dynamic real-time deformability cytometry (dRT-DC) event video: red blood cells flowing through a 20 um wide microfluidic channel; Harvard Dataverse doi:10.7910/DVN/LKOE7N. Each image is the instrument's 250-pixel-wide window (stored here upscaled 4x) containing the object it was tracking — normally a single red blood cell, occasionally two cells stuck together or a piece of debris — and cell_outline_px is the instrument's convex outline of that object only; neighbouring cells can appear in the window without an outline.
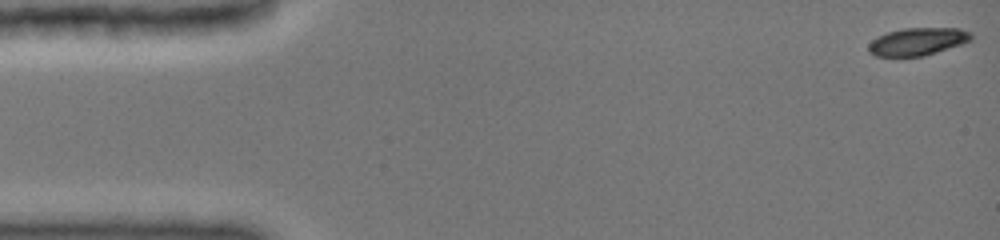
{"species": "common noctule bat (a hibernating species)", "species_latin": "Nyctalus noctula", "temperature_condition": "cold", "stored_images_in_passage": 21, "camera_frame_rate_fps": 3000, "um_per_image_px": 0.085, "animal": {"sex": "female", "body_mass_g": 19.0, "forearm_length_mm": 51.5}, "frame": {"image": 1, "passage_image": 1, "time_ms": 0.0, "image_size_px": [1000, 240], "cell_outline_px": [[972, 40], [924, 56], [876, 56], [868, 52], [868, 44], [872, 40], [888, 32], [904, 28], [960, 28], [968, 32], [972, 36]], "centroid_in_image_um": [77.97, 3.53], "position_along_channel_um": 7.0, "area_um2": 16.3}}
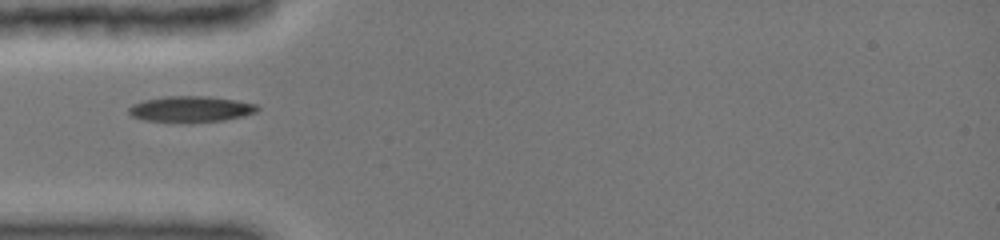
{"frame": {"image": 2, "passage_image": 16, "time_ms": 4.667, "image_size_px": [1000, 240], "cell_outline_px": [[260, 108], [256, 112], [240, 116], [220, 120], [144, 120], [132, 116], [128, 112], [128, 108], [132, 104], [148, 100], [168, 96], [208, 96], [236, 100], [256, 104]], "centroid_in_image_um": [16.23, 9.23], "position_along_channel_um": 68.8, "area_um2": 18.44}}
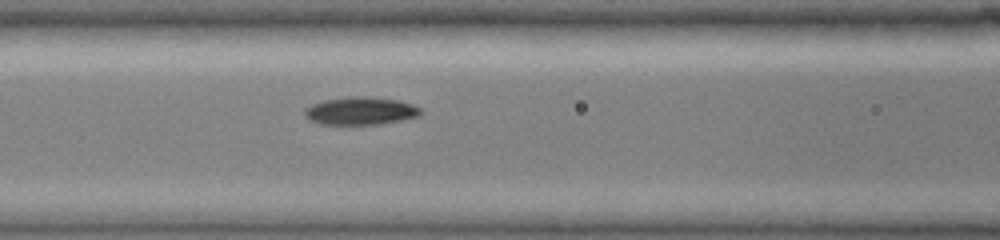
{"frame": {"image": 3, "passage_image": 21, "time_ms": 6.333, "image_size_px": [1000, 240], "cell_outline_px": [[424, 112], [420, 116], [380, 124], [320, 124], [304, 116], [304, 108], [312, 104], [324, 100], [348, 96], [364, 96], [400, 100], [412, 104], [420, 108]], "centroid_in_image_um": [30.66, 9.42], "position_along_channel_um": 135.9, "area_um2": 18.9}}